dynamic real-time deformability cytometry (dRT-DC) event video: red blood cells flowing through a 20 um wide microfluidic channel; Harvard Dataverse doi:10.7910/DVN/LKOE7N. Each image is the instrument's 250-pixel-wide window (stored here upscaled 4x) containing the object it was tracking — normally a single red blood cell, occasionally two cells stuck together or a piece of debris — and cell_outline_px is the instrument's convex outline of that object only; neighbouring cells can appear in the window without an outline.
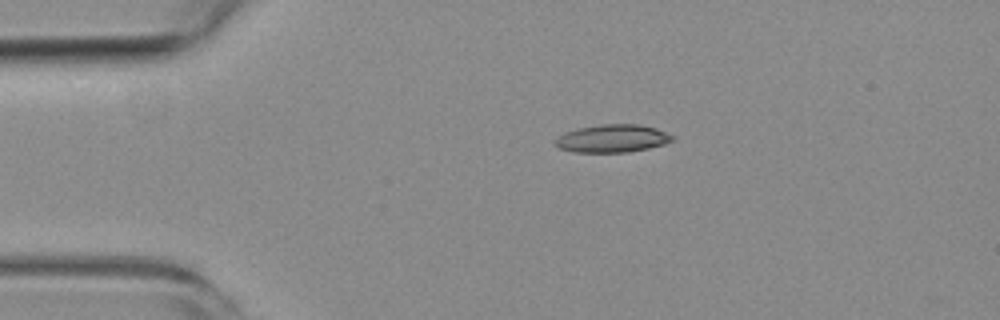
{"species": "common noctule bat (a hibernating species)", "species_latin": "Nyctalus noctula", "temperature_condition": "room temperature", "stored_images_in_passage": 3, "camera_frame_rate_fps": 3000, "um_per_image_px": 0.085, "animal": {"sex": "female", "body_mass_g": 19.3, "forearm_length_mm": 54.1}, "frame": {"image": 1, "passage_image": 1, "time_ms": 0.0, "image_size_px": [1000, 320], "cell_outline_px": [[676, 136], [672, 140], [664, 144], [648, 148], [628, 152], [576, 152], [560, 148], [552, 144], [552, 140], [564, 132], [580, 128], [600, 124], [640, 124], [656, 128]], "centroid_in_image_um": [52.03, 11.76], "position_along_channel_um": 33.0, "area_um2": 19.13}}
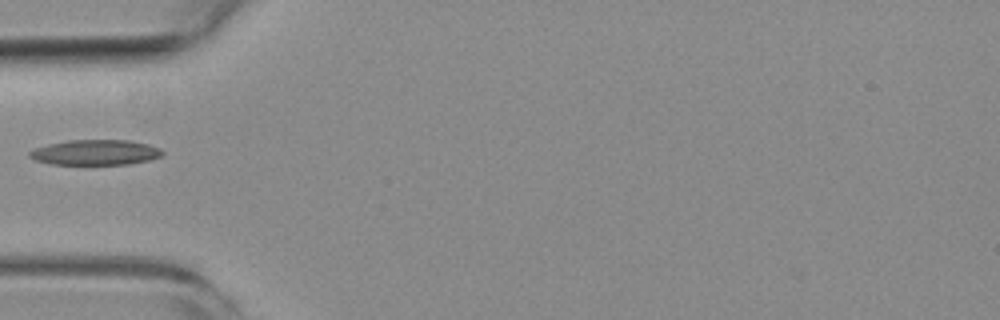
{"frame": {"image": 2, "passage_image": 3, "time_ms": 2.333, "image_size_px": [1000, 320], "cell_outline_px": [[164, 152], [160, 156], [148, 160], [128, 164], [52, 164], [36, 160], [28, 156], [28, 152], [32, 148], [48, 144], [68, 140], [128, 140], [148, 144], [160, 148]], "centroid_in_image_um": [8.07, 12.94], "position_along_channel_um": 76.9, "area_um2": 19.54}}